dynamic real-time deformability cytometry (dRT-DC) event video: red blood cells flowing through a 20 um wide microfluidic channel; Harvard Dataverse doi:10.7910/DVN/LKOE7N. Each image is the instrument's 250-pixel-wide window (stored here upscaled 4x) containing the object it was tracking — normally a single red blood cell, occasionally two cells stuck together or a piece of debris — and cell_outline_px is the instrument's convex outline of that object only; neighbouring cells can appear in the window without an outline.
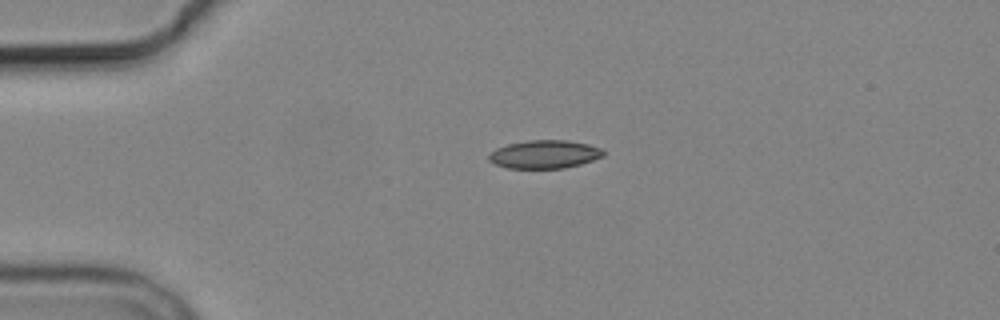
{"species": "common noctule bat (a hibernating species)", "species_latin": "Nyctalus noctula", "temperature_condition": "cold", "stored_images_in_passage": 3, "camera_frame_rate_fps": 3000, "um_per_image_px": 0.085, "animal": {"sex": "male", "body_mass_g": 19.2, "forearm_length_mm": 51.8}, "frame": {"image": 1, "passage_image": 1, "time_ms": 0.0, "image_size_px": [1000, 320], "cell_outline_px": [[604, 156], [580, 164], [564, 168], [508, 168], [496, 164], [488, 160], [488, 152], [496, 148], [508, 144], [528, 140], [568, 140], [588, 144], [604, 148]], "centroid_in_image_um": [46.28, 13.11], "position_along_channel_um": 38.7, "area_um2": 18.96}}